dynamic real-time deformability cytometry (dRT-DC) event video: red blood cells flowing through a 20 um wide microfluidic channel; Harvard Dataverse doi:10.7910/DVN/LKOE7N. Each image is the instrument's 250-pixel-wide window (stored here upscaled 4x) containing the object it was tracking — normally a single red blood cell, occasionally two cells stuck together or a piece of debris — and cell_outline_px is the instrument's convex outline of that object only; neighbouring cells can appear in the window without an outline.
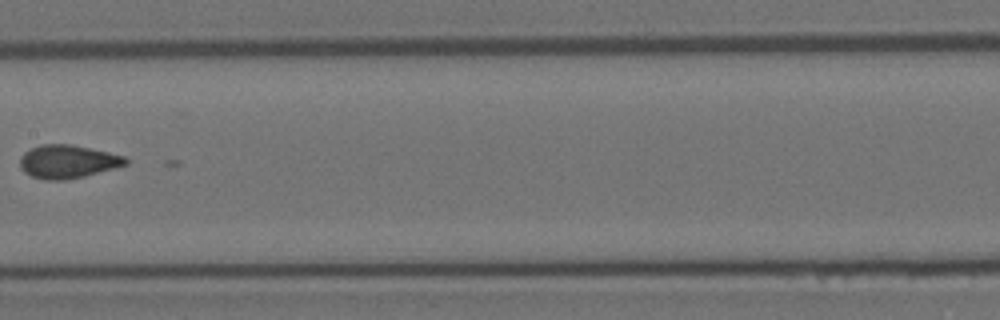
{"species": "Egyptian fruit bat (a non-hibernating species)", "species_latin": "Rousettus aegyptiacus", "temperature_condition": "room temperature", "stored_images_in_passage": 6, "camera_frame_rate_fps": 3000, "um_per_image_px": 0.085, "animal": {"sex": "female"}, "frame": {"image": 1, "passage_image": 5, "time_ms": 1.333, "image_size_px": [1000, 320], "cell_outline_px": [[128, 164], [84, 176], [64, 180], [44, 180], [32, 176], [24, 172], [20, 168], [20, 156], [24, 152], [32, 148], [44, 144], [68, 144], [108, 152], [124, 156], [128, 160]], "centroid_in_image_um": [5.72, 13.74], "position_along_channel_um": 201.7, "area_um2": 20.29}}
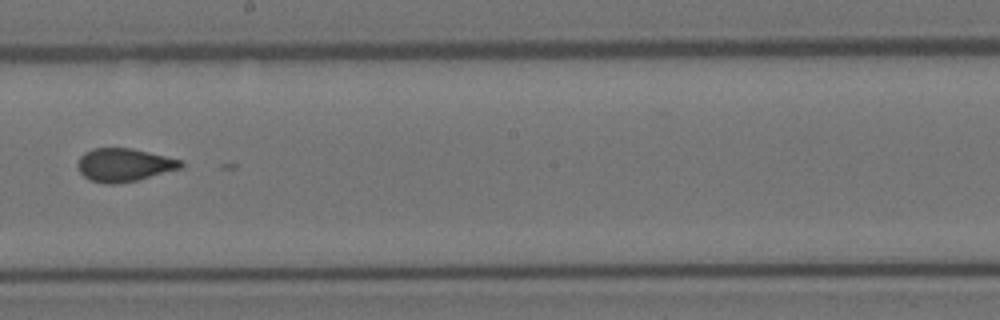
{"frame": {"image": 2, "passage_image": 6, "time_ms": 1.667, "image_size_px": [1000, 320], "cell_outline_px": [[184, 164], [180, 168], [136, 180], [116, 184], [104, 184], [88, 180], [80, 172], [76, 164], [80, 156], [84, 152], [92, 148], [132, 148], [184, 160]], "centroid_in_image_um": [10.51, 14.01], "position_along_channel_um": 237.7, "area_um2": 20.06}}